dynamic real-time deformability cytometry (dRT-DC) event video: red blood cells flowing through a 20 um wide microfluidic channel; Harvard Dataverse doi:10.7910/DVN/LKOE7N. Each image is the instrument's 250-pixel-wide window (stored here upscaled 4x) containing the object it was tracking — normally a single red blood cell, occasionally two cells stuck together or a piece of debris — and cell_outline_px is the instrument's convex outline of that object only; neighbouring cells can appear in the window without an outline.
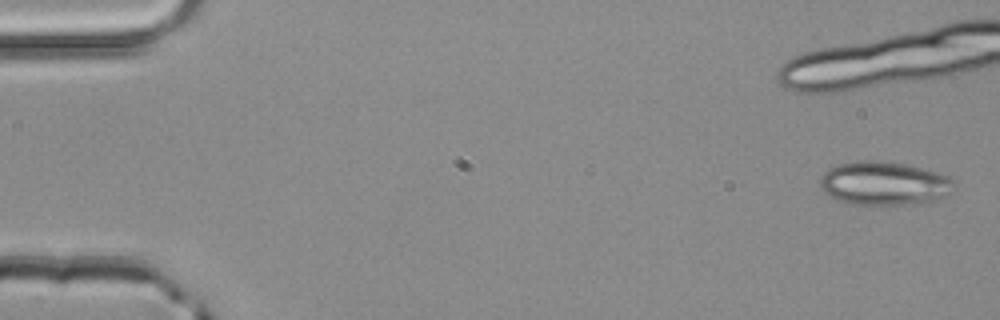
{"species": "common noctule bat (a hibernating species)", "species_latin": "Nyctalus noctula", "temperature_condition": "room temperature", "stored_images_in_passage": 4, "camera_frame_rate_fps": 3000, "um_per_image_px": 0.085, "animal": {"sex": "male", "body_mass_g": 20.4}, "frame": {"image": 1, "passage_image": 1, "time_ms": 0.0, "image_size_px": [1000, 320], "cell_outline_px": [[956, 184], [952, 192], [936, 200], [904, 204], [848, 204], [836, 200], [828, 196], [820, 188], [820, 176], [828, 168], [840, 164], [860, 160], [876, 160], [904, 164], [936, 172], [948, 176]], "centroid_in_image_um": [75.1, 15.59], "position_along_channel_um": 9.9, "area_um2": 34.04}}